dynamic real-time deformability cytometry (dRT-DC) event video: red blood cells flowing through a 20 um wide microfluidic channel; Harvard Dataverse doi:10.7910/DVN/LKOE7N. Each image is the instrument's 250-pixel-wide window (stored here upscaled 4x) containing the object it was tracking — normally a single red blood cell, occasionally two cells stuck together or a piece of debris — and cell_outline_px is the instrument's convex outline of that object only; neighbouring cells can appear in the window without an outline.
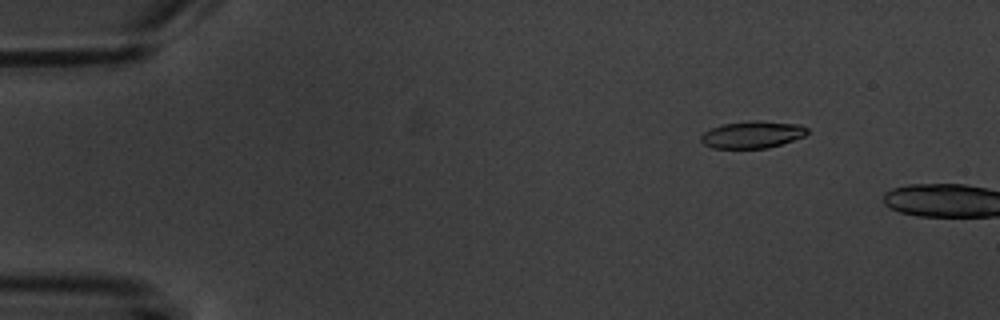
{"species": "common noctule bat (a hibernating species)", "species_latin": "Nyctalus noctula", "temperature_condition": "warm", "stored_images_in_passage": 4, "camera_frame_rate_fps": 3000, "um_per_image_px": 0.085, "animal": {"sex": "male", "body_mass_g": 20.1, "forearm_length_mm": 53.5}, "frame": {"image": 1, "passage_image": 3, "time_ms": 2.333, "image_size_px": [1000, 320], "cell_outline_px": [[808, 132], [804, 136], [768, 148], [712, 148], [704, 144], [700, 140], [700, 136], [704, 132], [720, 124], [748, 120], [756, 120], [800, 124], [808, 128]], "centroid_in_image_um": [63.93, 11.42], "position_along_channel_um": 21.1, "area_um2": 16.88}}